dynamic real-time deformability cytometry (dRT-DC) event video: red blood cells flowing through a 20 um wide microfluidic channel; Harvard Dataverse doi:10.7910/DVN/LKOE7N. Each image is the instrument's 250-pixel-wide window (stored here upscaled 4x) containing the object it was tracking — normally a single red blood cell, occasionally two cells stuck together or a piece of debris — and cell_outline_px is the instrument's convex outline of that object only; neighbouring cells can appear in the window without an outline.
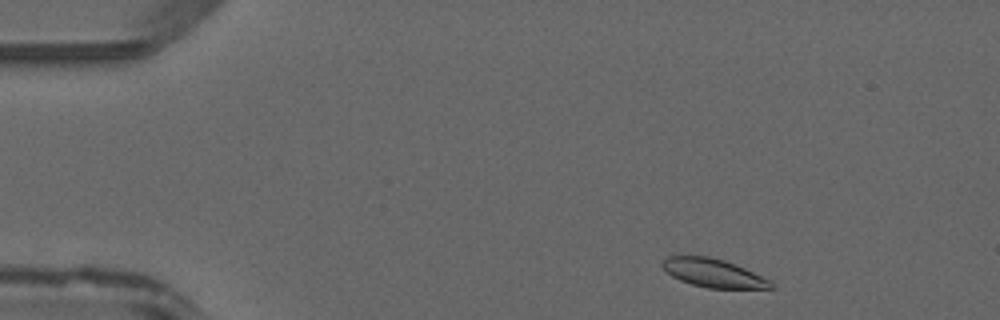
{"species": "common noctule bat (a hibernating species)", "species_latin": "Nyctalus noctula", "temperature_condition": "warm", "stored_images_in_passage": 42, "camera_frame_rate_fps": 3000, "um_per_image_px": 0.085, "animal": {"sex": "male", "forearm_length_mm": 52.5}, "frame": {"image": 1, "passage_image": 2, "time_ms": 0.333, "image_size_px": [1000, 320], "cell_outline_px": [[776, 288], [708, 288], [692, 284], [680, 280], [672, 276], [660, 264], [668, 256], [708, 256], [724, 260], [744, 268], [768, 280]], "centroid_in_image_um": [60.6, 23.2], "position_along_channel_um": 24.4, "area_um2": 17.57}}
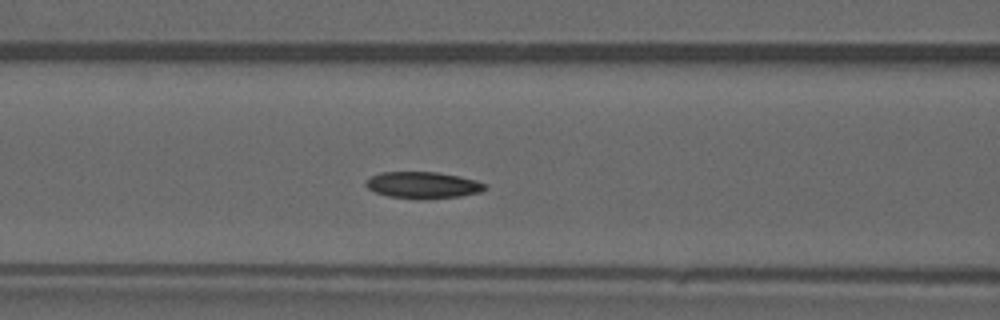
{"frame": {"image": 2, "passage_image": 15, "time_ms": 4.667, "image_size_px": [1000, 320], "cell_outline_px": [[488, 188], [480, 192], [460, 196], [420, 200], [388, 196], [376, 192], [368, 188], [364, 184], [364, 180], [380, 172], [436, 172], [460, 176], [476, 180], [484, 184]], "centroid_in_image_um": [35.93, 15.74], "position_along_channel_um": 130.7, "area_um2": 18.61}}
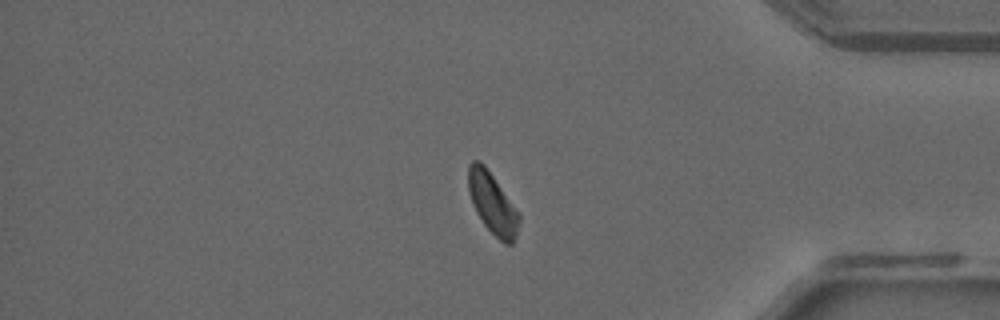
{"frame": {"image": 3, "passage_image": 35, "time_ms": 11.333, "image_size_px": [1000, 320], "cell_outline_px": [[520, 220], [516, 236], [512, 244], [504, 244], [484, 224], [476, 212], [472, 204], [468, 192], [468, 164], [472, 160], [480, 160], [484, 164], [520, 212]], "centroid_in_image_um": [41.86, 17.26], "position_along_channel_um": 393.3, "area_um2": 18.26}}